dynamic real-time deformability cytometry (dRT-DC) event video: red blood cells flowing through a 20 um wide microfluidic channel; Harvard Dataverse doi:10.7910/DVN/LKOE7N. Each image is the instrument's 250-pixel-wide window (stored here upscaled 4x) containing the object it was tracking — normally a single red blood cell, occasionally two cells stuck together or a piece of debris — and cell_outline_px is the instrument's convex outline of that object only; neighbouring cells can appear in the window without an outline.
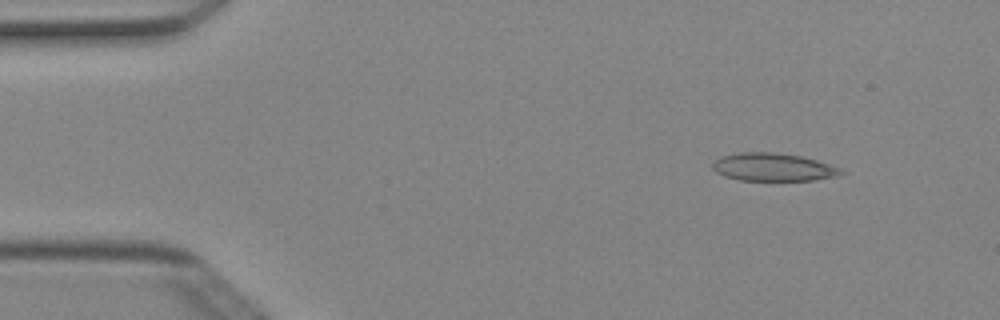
{"species": "Egyptian fruit bat (a non-hibernating species)", "species_latin": "Rousettus aegyptiacus", "temperature_condition": "cold", "stored_images_in_passage": 3, "camera_frame_rate_fps": 3000, "um_per_image_px": 0.085, "animal": {"sex": "female"}, "frame": {"image": 1, "passage_image": 1, "time_ms": 0.0, "image_size_px": [1000, 320], "cell_outline_px": [[848, 172], [836, 176], [816, 180], [740, 180], [724, 176], [716, 172], [712, 168], [712, 164], [720, 156], [740, 152], [772, 152], [800, 156], [816, 160], [840, 168]], "centroid_in_image_um": [65.72, 14.21], "position_along_channel_um": 19.3, "area_um2": 20.87}}